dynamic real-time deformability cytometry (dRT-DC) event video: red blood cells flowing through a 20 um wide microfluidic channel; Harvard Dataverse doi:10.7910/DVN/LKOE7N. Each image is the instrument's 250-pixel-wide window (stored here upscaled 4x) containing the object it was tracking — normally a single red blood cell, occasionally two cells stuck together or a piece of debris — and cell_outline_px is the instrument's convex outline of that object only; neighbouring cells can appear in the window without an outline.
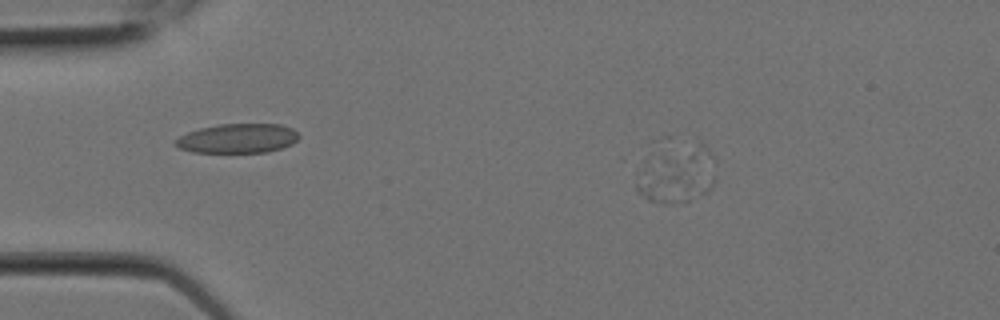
{"species": "Egyptian fruit bat (a non-hibernating species)", "species_latin": "Rousettus aegyptiacus", "temperature_condition": "room temperature", "stored_images_in_passage": 7, "camera_frame_rate_fps": 3000, "um_per_image_px": 0.085, "animal": {"sex": "female"}, "frame": {"image": 1, "passage_image": 3, "time_ms": 0.667, "image_size_px": [1000, 320], "cell_outline_px": [[716, 180], [708, 192], [692, 200], [664, 204], [648, 200], [636, 188], [636, 172], [644, 160], [700, 140], [716, 156]], "centroid_in_image_um": [57.61, 14.82], "position_along_channel_um": 27.4, "area_um2": 27.05}}
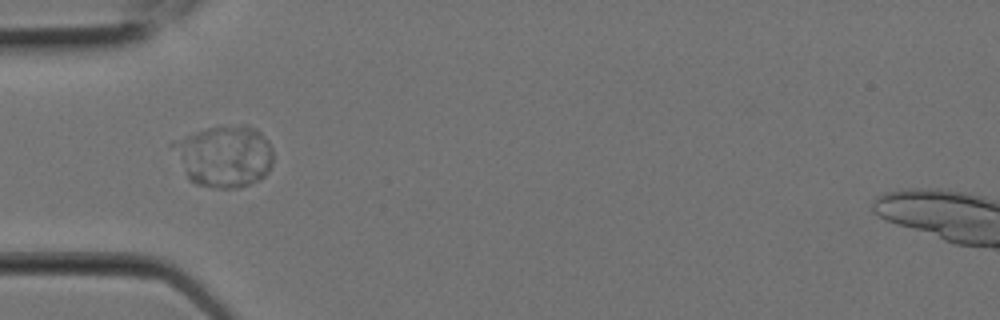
{"frame": {"image": 2, "passage_image": 6, "time_ms": 1.667, "image_size_px": [1000, 320], "cell_outline_px": [[272, 164], [268, 172], [264, 176], [248, 184], [236, 188], [216, 188], [196, 184], [188, 180], [168, 144], [172, 140], [208, 128], [256, 128], [268, 140], [272, 148]], "centroid_in_image_um": [19.0, 13.31], "position_along_channel_um": 66.0, "area_um2": 35.66}}